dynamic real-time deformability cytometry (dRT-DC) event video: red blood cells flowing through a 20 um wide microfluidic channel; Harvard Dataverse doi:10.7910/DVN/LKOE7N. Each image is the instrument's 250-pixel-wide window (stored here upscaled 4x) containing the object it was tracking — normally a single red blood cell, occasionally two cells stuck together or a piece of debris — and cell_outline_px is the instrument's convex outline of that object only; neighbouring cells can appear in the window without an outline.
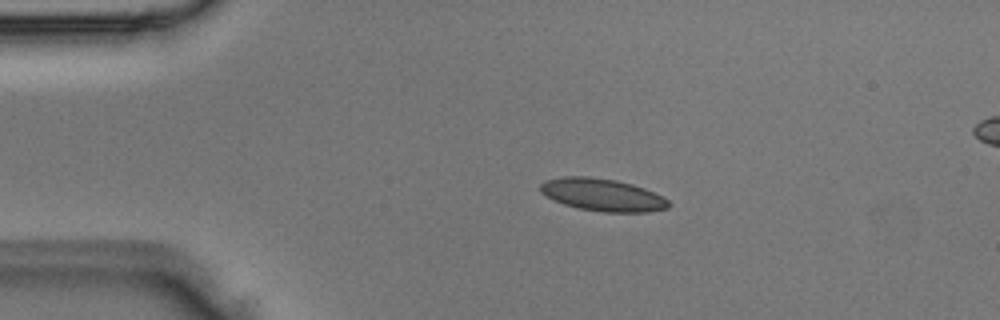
{"species": "Egyptian fruit bat (a non-hibernating species)", "species_latin": "Rousettus aegyptiacus", "temperature_condition": "room temperature", "stored_images_in_passage": 3, "camera_frame_rate_fps": 3000, "um_per_image_px": 0.085, "animal": {"sex": "male"}, "frame": {"image": 1, "passage_image": 1, "time_ms": 0.0, "image_size_px": [1000, 320], "cell_outline_px": [[672, 204], [668, 208], [648, 212], [604, 212], [580, 208], [564, 204], [540, 192], [540, 184], [544, 180], [564, 176], [588, 176], [616, 180], [632, 184], [644, 188], [668, 200]], "centroid_in_image_um": [51.21, 16.55], "position_along_channel_um": 33.8, "area_um2": 24.1}}